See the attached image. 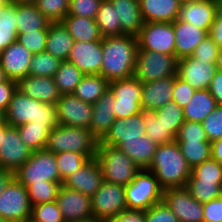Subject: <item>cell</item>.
<instances>
[{"label":"cell","instance_id":"obj_46","mask_svg":"<svg viewBox=\"0 0 222 222\" xmlns=\"http://www.w3.org/2000/svg\"><path fill=\"white\" fill-rule=\"evenodd\" d=\"M38 10L51 22H61L68 14L69 0H37Z\"/></svg>","mask_w":222,"mask_h":222},{"label":"cell","instance_id":"obj_61","mask_svg":"<svg viewBox=\"0 0 222 222\" xmlns=\"http://www.w3.org/2000/svg\"><path fill=\"white\" fill-rule=\"evenodd\" d=\"M208 90L215 98L217 105L222 106V71L216 70Z\"/></svg>","mask_w":222,"mask_h":222},{"label":"cell","instance_id":"obj_43","mask_svg":"<svg viewBox=\"0 0 222 222\" xmlns=\"http://www.w3.org/2000/svg\"><path fill=\"white\" fill-rule=\"evenodd\" d=\"M62 183L44 180L39 183H31L27 187L31 206L55 201Z\"/></svg>","mask_w":222,"mask_h":222},{"label":"cell","instance_id":"obj_29","mask_svg":"<svg viewBox=\"0 0 222 222\" xmlns=\"http://www.w3.org/2000/svg\"><path fill=\"white\" fill-rule=\"evenodd\" d=\"M74 40L62 22L49 24L45 51L65 61L68 59Z\"/></svg>","mask_w":222,"mask_h":222},{"label":"cell","instance_id":"obj_13","mask_svg":"<svg viewBox=\"0 0 222 222\" xmlns=\"http://www.w3.org/2000/svg\"><path fill=\"white\" fill-rule=\"evenodd\" d=\"M92 112L93 105L74 94H63L56 103L58 125L89 129Z\"/></svg>","mask_w":222,"mask_h":222},{"label":"cell","instance_id":"obj_64","mask_svg":"<svg viewBox=\"0 0 222 222\" xmlns=\"http://www.w3.org/2000/svg\"><path fill=\"white\" fill-rule=\"evenodd\" d=\"M215 65L217 70L222 71V47H219Z\"/></svg>","mask_w":222,"mask_h":222},{"label":"cell","instance_id":"obj_18","mask_svg":"<svg viewBox=\"0 0 222 222\" xmlns=\"http://www.w3.org/2000/svg\"><path fill=\"white\" fill-rule=\"evenodd\" d=\"M102 53V40L74 41L67 60L73 63L84 75L100 74Z\"/></svg>","mask_w":222,"mask_h":222},{"label":"cell","instance_id":"obj_22","mask_svg":"<svg viewBox=\"0 0 222 222\" xmlns=\"http://www.w3.org/2000/svg\"><path fill=\"white\" fill-rule=\"evenodd\" d=\"M217 0H192L180 4L178 20L193 24L209 33L216 17Z\"/></svg>","mask_w":222,"mask_h":222},{"label":"cell","instance_id":"obj_30","mask_svg":"<svg viewBox=\"0 0 222 222\" xmlns=\"http://www.w3.org/2000/svg\"><path fill=\"white\" fill-rule=\"evenodd\" d=\"M61 22L68 29L74 41L91 42L103 38L95 19L66 15Z\"/></svg>","mask_w":222,"mask_h":222},{"label":"cell","instance_id":"obj_11","mask_svg":"<svg viewBox=\"0 0 222 222\" xmlns=\"http://www.w3.org/2000/svg\"><path fill=\"white\" fill-rule=\"evenodd\" d=\"M136 37L138 50L175 55L173 22H144Z\"/></svg>","mask_w":222,"mask_h":222},{"label":"cell","instance_id":"obj_68","mask_svg":"<svg viewBox=\"0 0 222 222\" xmlns=\"http://www.w3.org/2000/svg\"><path fill=\"white\" fill-rule=\"evenodd\" d=\"M0 124H8L5 120V112L0 109Z\"/></svg>","mask_w":222,"mask_h":222},{"label":"cell","instance_id":"obj_8","mask_svg":"<svg viewBox=\"0 0 222 222\" xmlns=\"http://www.w3.org/2000/svg\"><path fill=\"white\" fill-rule=\"evenodd\" d=\"M177 63L175 55L137 50L134 76L141 83L177 76Z\"/></svg>","mask_w":222,"mask_h":222},{"label":"cell","instance_id":"obj_24","mask_svg":"<svg viewBox=\"0 0 222 222\" xmlns=\"http://www.w3.org/2000/svg\"><path fill=\"white\" fill-rule=\"evenodd\" d=\"M115 98L108 89L103 96L93 104V112L89 130L100 141L115 122Z\"/></svg>","mask_w":222,"mask_h":222},{"label":"cell","instance_id":"obj_67","mask_svg":"<svg viewBox=\"0 0 222 222\" xmlns=\"http://www.w3.org/2000/svg\"><path fill=\"white\" fill-rule=\"evenodd\" d=\"M8 78L6 77L4 70L2 69L1 63H0V83L6 81Z\"/></svg>","mask_w":222,"mask_h":222},{"label":"cell","instance_id":"obj_10","mask_svg":"<svg viewBox=\"0 0 222 222\" xmlns=\"http://www.w3.org/2000/svg\"><path fill=\"white\" fill-rule=\"evenodd\" d=\"M31 211L27 188L14 178L0 194V216L9 222H27Z\"/></svg>","mask_w":222,"mask_h":222},{"label":"cell","instance_id":"obj_15","mask_svg":"<svg viewBox=\"0 0 222 222\" xmlns=\"http://www.w3.org/2000/svg\"><path fill=\"white\" fill-rule=\"evenodd\" d=\"M55 201L65 222H76L93 217L91 197L77 190L62 185Z\"/></svg>","mask_w":222,"mask_h":222},{"label":"cell","instance_id":"obj_53","mask_svg":"<svg viewBox=\"0 0 222 222\" xmlns=\"http://www.w3.org/2000/svg\"><path fill=\"white\" fill-rule=\"evenodd\" d=\"M145 222H179V220L162 200L145 211Z\"/></svg>","mask_w":222,"mask_h":222},{"label":"cell","instance_id":"obj_60","mask_svg":"<svg viewBox=\"0 0 222 222\" xmlns=\"http://www.w3.org/2000/svg\"><path fill=\"white\" fill-rule=\"evenodd\" d=\"M105 222H145V211L127 209Z\"/></svg>","mask_w":222,"mask_h":222},{"label":"cell","instance_id":"obj_9","mask_svg":"<svg viewBox=\"0 0 222 222\" xmlns=\"http://www.w3.org/2000/svg\"><path fill=\"white\" fill-rule=\"evenodd\" d=\"M93 217L107 221L127 210L123 185L104 181L91 197Z\"/></svg>","mask_w":222,"mask_h":222},{"label":"cell","instance_id":"obj_66","mask_svg":"<svg viewBox=\"0 0 222 222\" xmlns=\"http://www.w3.org/2000/svg\"><path fill=\"white\" fill-rule=\"evenodd\" d=\"M8 127H9L8 124H0V145H1L2 136Z\"/></svg>","mask_w":222,"mask_h":222},{"label":"cell","instance_id":"obj_1","mask_svg":"<svg viewBox=\"0 0 222 222\" xmlns=\"http://www.w3.org/2000/svg\"><path fill=\"white\" fill-rule=\"evenodd\" d=\"M137 37L129 34L102 38L100 75L108 82L134 76Z\"/></svg>","mask_w":222,"mask_h":222},{"label":"cell","instance_id":"obj_35","mask_svg":"<svg viewBox=\"0 0 222 222\" xmlns=\"http://www.w3.org/2000/svg\"><path fill=\"white\" fill-rule=\"evenodd\" d=\"M85 75L68 60L62 61L59 69L54 75L55 84L61 95L73 94L76 86Z\"/></svg>","mask_w":222,"mask_h":222},{"label":"cell","instance_id":"obj_7","mask_svg":"<svg viewBox=\"0 0 222 222\" xmlns=\"http://www.w3.org/2000/svg\"><path fill=\"white\" fill-rule=\"evenodd\" d=\"M14 178L26 188L31 183L44 181L63 182L57 167L55 154L47 150L33 151L30 158L17 171Z\"/></svg>","mask_w":222,"mask_h":222},{"label":"cell","instance_id":"obj_39","mask_svg":"<svg viewBox=\"0 0 222 222\" xmlns=\"http://www.w3.org/2000/svg\"><path fill=\"white\" fill-rule=\"evenodd\" d=\"M186 188L191 196L202 204L222 196V182H208L189 178Z\"/></svg>","mask_w":222,"mask_h":222},{"label":"cell","instance_id":"obj_25","mask_svg":"<svg viewBox=\"0 0 222 222\" xmlns=\"http://www.w3.org/2000/svg\"><path fill=\"white\" fill-rule=\"evenodd\" d=\"M175 77H167L153 82L143 83L142 110H156L166 103L173 101V86Z\"/></svg>","mask_w":222,"mask_h":222},{"label":"cell","instance_id":"obj_14","mask_svg":"<svg viewBox=\"0 0 222 222\" xmlns=\"http://www.w3.org/2000/svg\"><path fill=\"white\" fill-rule=\"evenodd\" d=\"M32 152L21 139L18 129L9 126L1 140L0 167L14 173L27 162Z\"/></svg>","mask_w":222,"mask_h":222},{"label":"cell","instance_id":"obj_27","mask_svg":"<svg viewBox=\"0 0 222 222\" xmlns=\"http://www.w3.org/2000/svg\"><path fill=\"white\" fill-rule=\"evenodd\" d=\"M116 9L117 20L121 24V35L137 36L143 27L138 0H109Z\"/></svg>","mask_w":222,"mask_h":222},{"label":"cell","instance_id":"obj_12","mask_svg":"<svg viewBox=\"0 0 222 222\" xmlns=\"http://www.w3.org/2000/svg\"><path fill=\"white\" fill-rule=\"evenodd\" d=\"M163 201L179 222H203V204L195 200L186 187L164 189Z\"/></svg>","mask_w":222,"mask_h":222},{"label":"cell","instance_id":"obj_47","mask_svg":"<svg viewBox=\"0 0 222 222\" xmlns=\"http://www.w3.org/2000/svg\"><path fill=\"white\" fill-rule=\"evenodd\" d=\"M189 178H197L208 182H222V165L211 157L192 167Z\"/></svg>","mask_w":222,"mask_h":222},{"label":"cell","instance_id":"obj_17","mask_svg":"<svg viewBox=\"0 0 222 222\" xmlns=\"http://www.w3.org/2000/svg\"><path fill=\"white\" fill-rule=\"evenodd\" d=\"M216 65L192 56L178 60L177 77L195 90L208 89L216 72Z\"/></svg>","mask_w":222,"mask_h":222},{"label":"cell","instance_id":"obj_40","mask_svg":"<svg viewBox=\"0 0 222 222\" xmlns=\"http://www.w3.org/2000/svg\"><path fill=\"white\" fill-rule=\"evenodd\" d=\"M16 4L9 3L0 18V52L17 40Z\"/></svg>","mask_w":222,"mask_h":222},{"label":"cell","instance_id":"obj_71","mask_svg":"<svg viewBox=\"0 0 222 222\" xmlns=\"http://www.w3.org/2000/svg\"><path fill=\"white\" fill-rule=\"evenodd\" d=\"M178 1L182 4V3L190 2L192 0H178Z\"/></svg>","mask_w":222,"mask_h":222},{"label":"cell","instance_id":"obj_42","mask_svg":"<svg viewBox=\"0 0 222 222\" xmlns=\"http://www.w3.org/2000/svg\"><path fill=\"white\" fill-rule=\"evenodd\" d=\"M185 157L188 165L192 168L211 158V143L209 141L189 142L176 141Z\"/></svg>","mask_w":222,"mask_h":222},{"label":"cell","instance_id":"obj_34","mask_svg":"<svg viewBox=\"0 0 222 222\" xmlns=\"http://www.w3.org/2000/svg\"><path fill=\"white\" fill-rule=\"evenodd\" d=\"M142 86L135 76L117 79L109 82L108 89L111 91L115 101L141 102Z\"/></svg>","mask_w":222,"mask_h":222},{"label":"cell","instance_id":"obj_32","mask_svg":"<svg viewBox=\"0 0 222 222\" xmlns=\"http://www.w3.org/2000/svg\"><path fill=\"white\" fill-rule=\"evenodd\" d=\"M49 21L35 4H16L17 33L49 29Z\"/></svg>","mask_w":222,"mask_h":222},{"label":"cell","instance_id":"obj_45","mask_svg":"<svg viewBox=\"0 0 222 222\" xmlns=\"http://www.w3.org/2000/svg\"><path fill=\"white\" fill-rule=\"evenodd\" d=\"M60 178L64 180L69 174L81 168L90 158L83 153L60 152L55 153Z\"/></svg>","mask_w":222,"mask_h":222},{"label":"cell","instance_id":"obj_2","mask_svg":"<svg viewBox=\"0 0 222 222\" xmlns=\"http://www.w3.org/2000/svg\"><path fill=\"white\" fill-rule=\"evenodd\" d=\"M146 170L155 175L163 189L186 187L191 175V167L176 141L158 145Z\"/></svg>","mask_w":222,"mask_h":222},{"label":"cell","instance_id":"obj_26","mask_svg":"<svg viewBox=\"0 0 222 222\" xmlns=\"http://www.w3.org/2000/svg\"><path fill=\"white\" fill-rule=\"evenodd\" d=\"M144 22H174L178 19V0H138Z\"/></svg>","mask_w":222,"mask_h":222},{"label":"cell","instance_id":"obj_37","mask_svg":"<svg viewBox=\"0 0 222 222\" xmlns=\"http://www.w3.org/2000/svg\"><path fill=\"white\" fill-rule=\"evenodd\" d=\"M21 139L33 151L44 150L51 129L47 125L28 122L16 127Z\"/></svg>","mask_w":222,"mask_h":222},{"label":"cell","instance_id":"obj_65","mask_svg":"<svg viewBox=\"0 0 222 222\" xmlns=\"http://www.w3.org/2000/svg\"><path fill=\"white\" fill-rule=\"evenodd\" d=\"M37 0H9L12 4H35Z\"/></svg>","mask_w":222,"mask_h":222},{"label":"cell","instance_id":"obj_5","mask_svg":"<svg viewBox=\"0 0 222 222\" xmlns=\"http://www.w3.org/2000/svg\"><path fill=\"white\" fill-rule=\"evenodd\" d=\"M96 158L103 170L104 181L110 183L126 186L141 170L126 153L117 147L98 143Z\"/></svg>","mask_w":222,"mask_h":222},{"label":"cell","instance_id":"obj_59","mask_svg":"<svg viewBox=\"0 0 222 222\" xmlns=\"http://www.w3.org/2000/svg\"><path fill=\"white\" fill-rule=\"evenodd\" d=\"M17 90V81L7 79L0 83V109L4 112L7 110L13 93Z\"/></svg>","mask_w":222,"mask_h":222},{"label":"cell","instance_id":"obj_50","mask_svg":"<svg viewBox=\"0 0 222 222\" xmlns=\"http://www.w3.org/2000/svg\"><path fill=\"white\" fill-rule=\"evenodd\" d=\"M103 0H69L67 15L95 19Z\"/></svg>","mask_w":222,"mask_h":222},{"label":"cell","instance_id":"obj_54","mask_svg":"<svg viewBox=\"0 0 222 222\" xmlns=\"http://www.w3.org/2000/svg\"><path fill=\"white\" fill-rule=\"evenodd\" d=\"M218 50L219 46L209 36H207L197 45L192 57L207 61V63L215 64Z\"/></svg>","mask_w":222,"mask_h":222},{"label":"cell","instance_id":"obj_19","mask_svg":"<svg viewBox=\"0 0 222 222\" xmlns=\"http://www.w3.org/2000/svg\"><path fill=\"white\" fill-rule=\"evenodd\" d=\"M145 130L143 112H140L125 119H116L99 143L116 147L123 140L143 139Z\"/></svg>","mask_w":222,"mask_h":222},{"label":"cell","instance_id":"obj_57","mask_svg":"<svg viewBox=\"0 0 222 222\" xmlns=\"http://www.w3.org/2000/svg\"><path fill=\"white\" fill-rule=\"evenodd\" d=\"M114 111L116 119H125L142 112L141 102L115 101Z\"/></svg>","mask_w":222,"mask_h":222},{"label":"cell","instance_id":"obj_48","mask_svg":"<svg viewBox=\"0 0 222 222\" xmlns=\"http://www.w3.org/2000/svg\"><path fill=\"white\" fill-rule=\"evenodd\" d=\"M30 220L32 222H65L56 201L32 206Z\"/></svg>","mask_w":222,"mask_h":222},{"label":"cell","instance_id":"obj_58","mask_svg":"<svg viewBox=\"0 0 222 222\" xmlns=\"http://www.w3.org/2000/svg\"><path fill=\"white\" fill-rule=\"evenodd\" d=\"M208 36L222 47V0H217L216 17L212 23Z\"/></svg>","mask_w":222,"mask_h":222},{"label":"cell","instance_id":"obj_72","mask_svg":"<svg viewBox=\"0 0 222 222\" xmlns=\"http://www.w3.org/2000/svg\"><path fill=\"white\" fill-rule=\"evenodd\" d=\"M0 222H9V221L0 216Z\"/></svg>","mask_w":222,"mask_h":222},{"label":"cell","instance_id":"obj_56","mask_svg":"<svg viewBox=\"0 0 222 222\" xmlns=\"http://www.w3.org/2000/svg\"><path fill=\"white\" fill-rule=\"evenodd\" d=\"M203 222H222V196L203 203Z\"/></svg>","mask_w":222,"mask_h":222},{"label":"cell","instance_id":"obj_69","mask_svg":"<svg viewBox=\"0 0 222 222\" xmlns=\"http://www.w3.org/2000/svg\"><path fill=\"white\" fill-rule=\"evenodd\" d=\"M76 222H105V221L92 217V218L87 219V220H81V221H76Z\"/></svg>","mask_w":222,"mask_h":222},{"label":"cell","instance_id":"obj_49","mask_svg":"<svg viewBox=\"0 0 222 222\" xmlns=\"http://www.w3.org/2000/svg\"><path fill=\"white\" fill-rule=\"evenodd\" d=\"M48 29H38L36 31L19 33L17 40L32 54L45 51Z\"/></svg>","mask_w":222,"mask_h":222},{"label":"cell","instance_id":"obj_44","mask_svg":"<svg viewBox=\"0 0 222 222\" xmlns=\"http://www.w3.org/2000/svg\"><path fill=\"white\" fill-rule=\"evenodd\" d=\"M154 111L157 119L161 120L167 129L177 136L179 128L185 121L183 109L176 102L170 101Z\"/></svg>","mask_w":222,"mask_h":222},{"label":"cell","instance_id":"obj_20","mask_svg":"<svg viewBox=\"0 0 222 222\" xmlns=\"http://www.w3.org/2000/svg\"><path fill=\"white\" fill-rule=\"evenodd\" d=\"M33 54L21 43L15 41L0 52V63L8 79L18 81L29 75Z\"/></svg>","mask_w":222,"mask_h":222},{"label":"cell","instance_id":"obj_21","mask_svg":"<svg viewBox=\"0 0 222 222\" xmlns=\"http://www.w3.org/2000/svg\"><path fill=\"white\" fill-rule=\"evenodd\" d=\"M17 89L24 95L46 104L56 105L61 97L53 77L27 75L17 81Z\"/></svg>","mask_w":222,"mask_h":222},{"label":"cell","instance_id":"obj_55","mask_svg":"<svg viewBox=\"0 0 222 222\" xmlns=\"http://www.w3.org/2000/svg\"><path fill=\"white\" fill-rule=\"evenodd\" d=\"M195 91L196 90L188 83L181 80L177 76L175 77V83L173 86V101L176 102L180 108H185V106L192 99Z\"/></svg>","mask_w":222,"mask_h":222},{"label":"cell","instance_id":"obj_70","mask_svg":"<svg viewBox=\"0 0 222 222\" xmlns=\"http://www.w3.org/2000/svg\"><path fill=\"white\" fill-rule=\"evenodd\" d=\"M9 3H0V18H1V15H2V12L4 10V8L8 5Z\"/></svg>","mask_w":222,"mask_h":222},{"label":"cell","instance_id":"obj_51","mask_svg":"<svg viewBox=\"0 0 222 222\" xmlns=\"http://www.w3.org/2000/svg\"><path fill=\"white\" fill-rule=\"evenodd\" d=\"M175 141L201 142L208 141L202 123L185 120L176 136Z\"/></svg>","mask_w":222,"mask_h":222},{"label":"cell","instance_id":"obj_36","mask_svg":"<svg viewBox=\"0 0 222 222\" xmlns=\"http://www.w3.org/2000/svg\"><path fill=\"white\" fill-rule=\"evenodd\" d=\"M95 21L102 37L121 35V24L117 20L116 9L109 0L101 2Z\"/></svg>","mask_w":222,"mask_h":222},{"label":"cell","instance_id":"obj_31","mask_svg":"<svg viewBox=\"0 0 222 222\" xmlns=\"http://www.w3.org/2000/svg\"><path fill=\"white\" fill-rule=\"evenodd\" d=\"M217 106L208 89L196 90L190 102L183 108L184 118L187 121L202 123Z\"/></svg>","mask_w":222,"mask_h":222},{"label":"cell","instance_id":"obj_41","mask_svg":"<svg viewBox=\"0 0 222 222\" xmlns=\"http://www.w3.org/2000/svg\"><path fill=\"white\" fill-rule=\"evenodd\" d=\"M61 63V59L52 56L46 51L33 54L29 66V75L39 77H54Z\"/></svg>","mask_w":222,"mask_h":222},{"label":"cell","instance_id":"obj_3","mask_svg":"<svg viewBox=\"0 0 222 222\" xmlns=\"http://www.w3.org/2000/svg\"><path fill=\"white\" fill-rule=\"evenodd\" d=\"M5 120L12 127L32 122L37 125H47L52 130L58 125L56 105L37 101L18 89L13 93L5 111Z\"/></svg>","mask_w":222,"mask_h":222},{"label":"cell","instance_id":"obj_52","mask_svg":"<svg viewBox=\"0 0 222 222\" xmlns=\"http://www.w3.org/2000/svg\"><path fill=\"white\" fill-rule=\"evenodd\" d=\"M208 141L212 143L222 137V106H217L202 122Z\"/></svg>","mask_w":222,"mask_h":222},{"label":"cell","instance_id":"obj_73","mask_svg":"<svg viewBox=\"0 0 222 222\" xmlns=\"http://www.w3.org/2000/svg\"><path fill=\"white\" fill-rule=\"evenodd\" d=\"M0 3H10L9 0H0Z\"/></svg>","mask_w":222,"mask_h":222},{"label":"cell","instance_id":"obj_23","mask_svg":"<svg viewBox=\"0 0 222 222\" xmlns=\"http://www.w3.org/2000/svg\"><path fill=\"white\" fill-rule=\"evenodd\" d=\"M173 30L175 34V56L178 60L192 56L197 45L208 36L206 30L178 19L173 22Z\"/></svg>","mask_w":222,"mask_h":222},{"label":"cell","instance_id":"obj_4","mask_svg":"<svg viewBox=\"0 0 222 222\" xmlns=\"http://www.w3.org/2000/svg\"><path fill=\"white\" fill-rule=\"evenodd\" d=\"M98 139L89 129L67 125H56L47 139L45 150L49 152L83 153L90 159L97 155Z\"/></svg>","mask_w":222,"mask_h":222},{"label":"cell","instance_id":"obj_6","mask_svg":"<svg viewBox=\"0 0 222 222\" xmlns=\"http://www.w3.org/2000/svg\"><path fill=\"white\" fill-rule=\"evenodd\" d=\"M124 188L128 210L146 211L163 200L164 189L155 175L146 169H141L135 179Z\"/></svg>","mask_w":222,"mask_h":222},{"label":"cell","instance_id":"obj_28","mask_svg":"<svg viewBox=\"0 0 222 222\" xmlns=\"http://www.w3.org/2000/svg\"><path fill=\"white\" fill-rule=\"evenodd\" d=\"M158 144L146 134L143 139L123 140L116 147L126 153L140 169H147Z\"/></svg>","mask_w":222,"mask_h":222},{"label":"cell","instance_id":"obj_63","mask_svg":"<svg viewBox=\"0 0 222 222\" xmlns=\"http://www.w3.org/2000/svg\"><path fill=\"white\" fill-rule=\"evenodd\" d=\"M13 179V172L0 167V194Z\"/></svg>","mask_w":222,"mask_h":222},{"label":"cell","instance_id":"obj_62","mask_svg":"<svg viewBox=\"0 0 222 222\" xmlns=\"http://www.w3.org/2000/svg\"><path fill=\"white\" fill-rule=\"evenodd\" d=\"M211 157L222 165V137L211 143Z\"/></svg>","mask_w":222,"mask_h":222},{"label":"cell","instance_id":"obj_16","mask_svg":"<svg viewBox=\"0 0 222 222\" xmlns=\"http://www.w3.org/2000/svg\"><path fill=\"white\" fill-rule=\"evenodd\" d=\"M104 182L103 170L98 159H89L81 168L69 174L62 185L92 197Z\"/></svg>","mask_w":222,"mask_h":222},{"label":"cell","instance_id":"obj_33","mask_svg":"<svg viewBox=\"0 0 222 222\" xmlns=\"http://www.w3.org/2000/svg\"><path fill=\"white\" fill-rule=\"evenodd\" d=\"M109 82L100 74L85 75L73 94L84 102L94 104L108 90Z\"/></svg>","mask_w":222,"mask_h":222},{"label":"cell","instance_id":"obj_38","mask_svg":"<svg viewBox=\"0 0 222 222\" xmlns=\"http://www.w3.org/2000/svg\"><path fill=\"white\" fill-rule=\"evenodd\" d=\"M143 123L146 126V135L156 144L161 145L176 140V136L167 129L161 120H158L155 111L142 110Z\"/></svg>","mask_w":222,"mask_h":222}]
</instances>
